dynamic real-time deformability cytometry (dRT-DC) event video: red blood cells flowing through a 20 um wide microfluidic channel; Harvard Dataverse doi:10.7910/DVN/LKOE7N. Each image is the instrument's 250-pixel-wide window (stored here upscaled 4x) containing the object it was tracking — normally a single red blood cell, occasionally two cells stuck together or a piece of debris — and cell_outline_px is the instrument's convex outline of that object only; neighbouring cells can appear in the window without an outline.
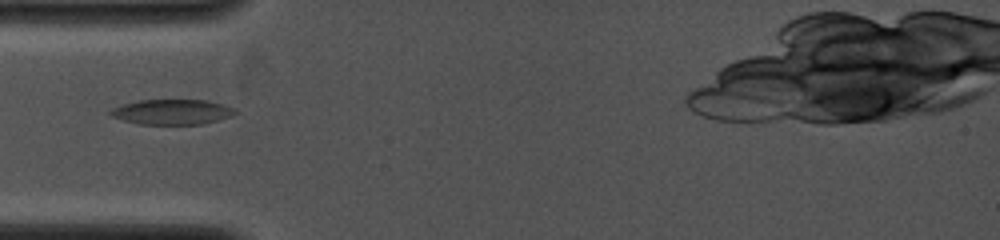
{"species": "common noctule bat (a hibernating species)", "species_latin": "Nyctalus noctula", "temperature_condition": "cold", "stored_images_in_passage": 33, "camera_frame_rate_fps": 4000, "um_per_image_px": 0.085, "animal": {"sex": "female", "body_mass_g": 19.0, "forearm_length_mm": 53.3}, "frame": {"image": 1, "passage_image": 1, "time_ms": 0.0, "image_size_px": [1000, 240], "cell_outline_px": [[236, 112], [232, 116], [204, 124], [140, 124], [124, 120], [112, 116], [108, 112], [112, 108], [124, 104], [140, 100], [208, 100], [236, 108]], "centroid_in_image_um": [14.66, 9.51], "position_along_channel_um": 70.3, "area_um2": 18.21}}
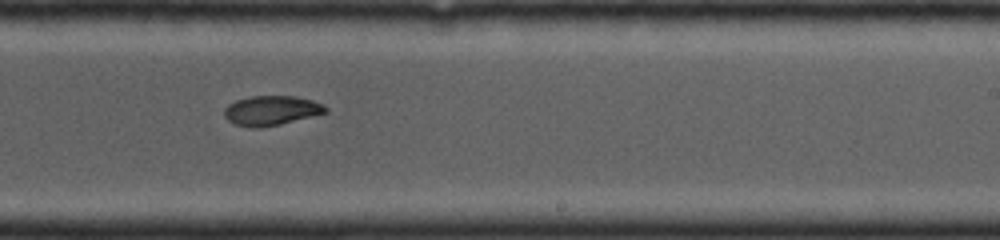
{"frame": {"image": 2, "passage_image": 16, "time_ms": 4.5, "image_size_px": [1000, 240], "cell_outline_px": [[328, 112], [280, 124], [260, 128], [252, 128], [236, 124], [228, 120], [224, 116], [224, 108], [228, 104], [236, 100], [252, 96], [296, 96], [312, 100], [324, 104], [328, 108]], "centroid_in_image_um": [23.07, 9.39], "position_along_channel_um": 265.9, "area_um2": 17.51}}
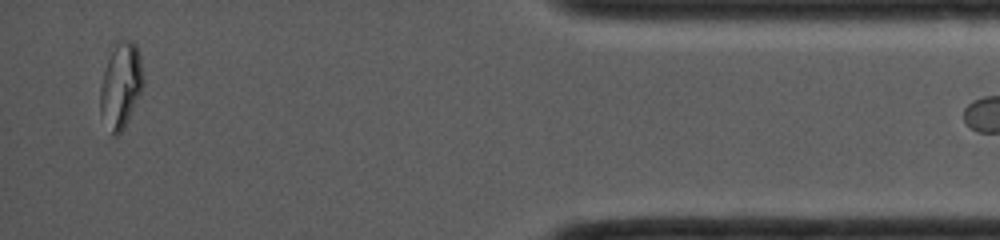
{"frame": {"image": 3, "passage_image": 32, "time_ms": 9.25, "image_size_px": [1000, 240], "cell_outline_px": [[144, 84], [128, 120], [124, 128], [116, 136], [112, 136], [100, 112], [100, 88], [104, 68], [116, 44], [120, 40], [132, 40], [136, 44], [140, 56], [144, 80]], "centroid_in_image_um": [10.27, 7.27], "position_along_channel_um": 424.9, "area_um2": 21.27}}